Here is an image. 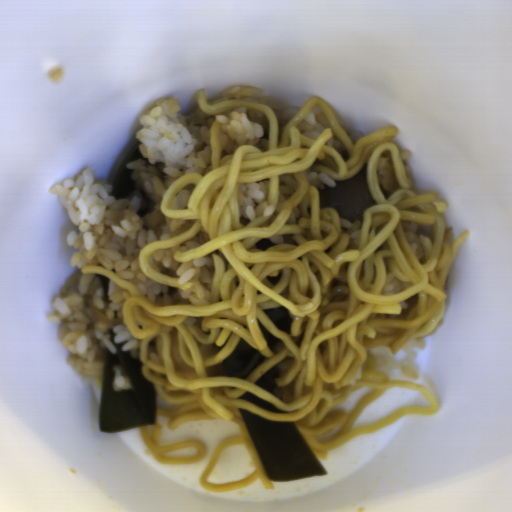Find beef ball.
I'll use <instances>...</instances> for the list:
<instances>
[{
  "label": "beef ball",
  "instance_id": "beef-ball-1",
  "mask_svg": "<svg viewBox=\"0 0 512 512\" xmlns=\"http://www.w3.org/2000/svg\"><path fill=\"white\" fill-rule=\"evenodd\" d=\"M333 180L335 186L317 189L319 208L336 209L338 218L353 221L363 220L365 212L377 204L369 188L366 162L351 177Z\"/></svg>",
  "mask_w": 512,
  "mask_h": 512
}]
</instances>
